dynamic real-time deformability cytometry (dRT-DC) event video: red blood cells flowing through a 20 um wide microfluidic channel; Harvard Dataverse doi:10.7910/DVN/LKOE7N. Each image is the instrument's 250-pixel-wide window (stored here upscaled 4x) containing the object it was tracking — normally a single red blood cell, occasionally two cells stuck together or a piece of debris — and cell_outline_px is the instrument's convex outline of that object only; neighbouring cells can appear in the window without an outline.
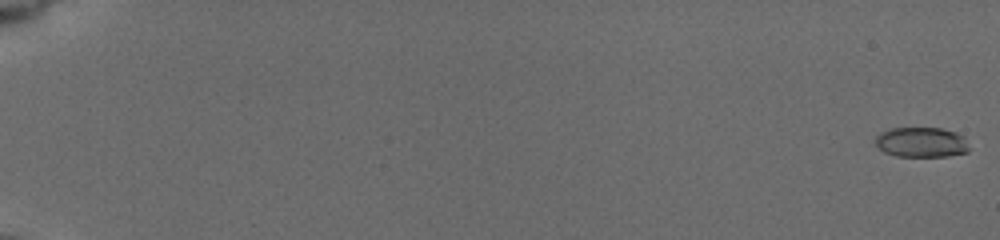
{"species": "common noctule bat (a hibernating species)", "species_latin": "Nyctalus noctula", "temperature_condition": "cold", "stored_images_in_passage": 42, "camera_frame_rate_fps": 3000, "um_per_image_px": 0.085, "animal": {"sex": "female", "body_mass_g": 19.5, "forearm_length_mm": 54.1}, "frame": {"image": 1, "passage_image": 1, "time_ms": 0.0, "image_size_px": [1000, 240], "cell_outline_px": [[968, 152], [948, 156], [896, 156], [884, 152], [876, 144], [876, 136], [880, 132], [892, 128], [940, 128], [956, 132], [964, 136], [968, 148]], "centroid_in_image_um": [78.32, 12.09], "position_along_channel_um": 6.7, "area_um2": 16.36}}
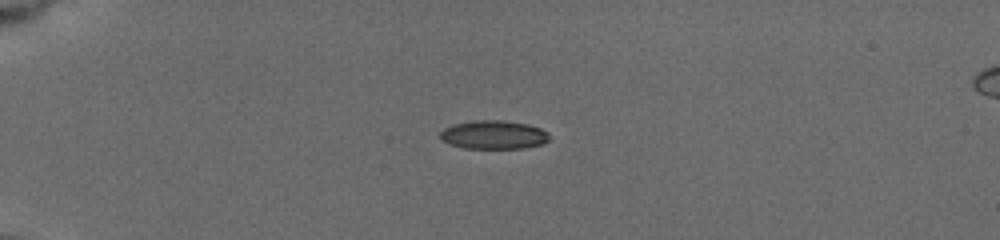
{"frame": {"image": 2, "passage_image": 24, "time_ms": 5.333, "image_size_px": [1000, 240], "cell_outline_px": [[548, 140], [544, 144], [524, 148], [464, 148], [440, 140], [440, 132], [444, 128], [452, 124], [472, 120], [500, 120], [528, 124], [540, 128], [548, 132]], "centroid_in_image_um": [41.95, 11.45], "position_along_channel_um": 43.0, "area_um2": 18.26}}
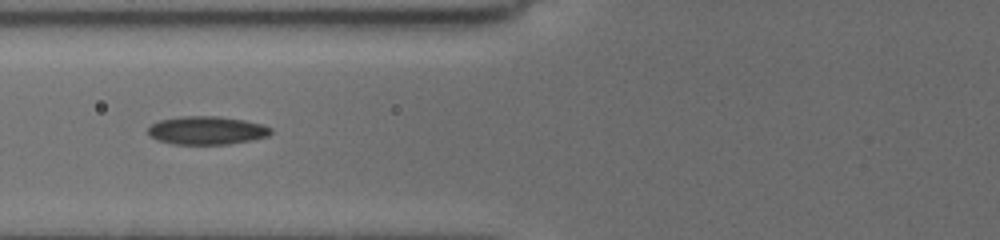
{"frame": {"image": 3, "passage_image": 41, "time_ms": 8.333, "image_size_px": [1000, 240], "cell_outline_px": [[272, 132], [268, 136], [252, 140], [228, 144], [172, 144], [156, 140], [148, 136], [148, 128], [152, 124], [160, 120], [180, 116], [216, 116], [244, 120], [260, 124], [272, 128]], "centroid_in_image_um": [17.55, 11.09], "position_along_channel_um": 108.3, "area_um2": 20.29}}